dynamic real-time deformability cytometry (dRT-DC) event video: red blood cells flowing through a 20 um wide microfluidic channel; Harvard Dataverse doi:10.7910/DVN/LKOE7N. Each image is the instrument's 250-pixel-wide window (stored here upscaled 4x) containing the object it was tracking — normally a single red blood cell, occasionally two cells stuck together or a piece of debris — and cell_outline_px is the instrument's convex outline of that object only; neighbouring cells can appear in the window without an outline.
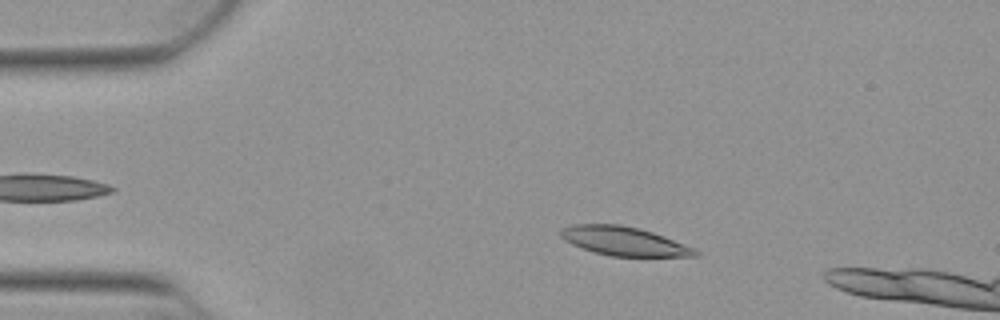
{"species": "Egyptian fruit bat (a non-hibernating species)", "species_latin": "Rousettus aegyptiacus", "temperature_condition": "warm", "stored_images_in_passage": 41, "camera_frame_rate_fps": 3000, "um_per_image_px": 0.085, "animal": {"sex": "female"}, "frame": {"image": 1, "passage_image": 5, "time_ms": 1.333, "image_size_px": [1000, 320], "cell_outline_px": [[700, 256], [612, 256], [596, 252], [572, 244], [564, 240], [560, 236], [560, 228], [572, 224], [620, 224], [640, 228], [664, 236], [696, 248], [700, 252]], "centroid_in_image_um": [53.06, 20.48], "position_along_channel_um": 31.9, "area_um2": 22.66}}
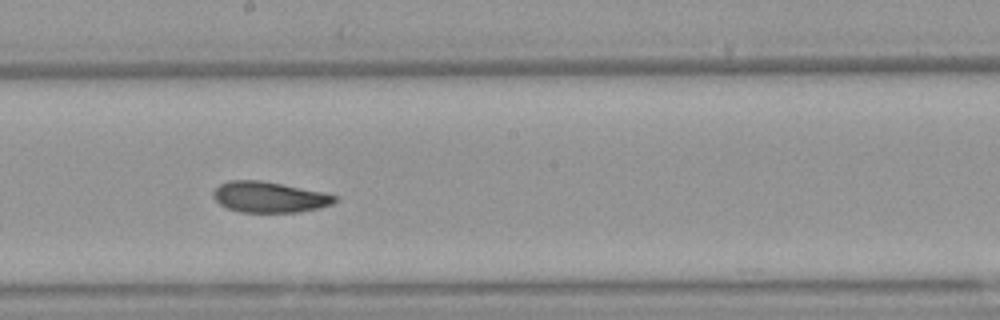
{"frame": {"image": 2, "passage_image": 24, "time_ms": 7.667, "image_size_px": [1000, 320], "cell_outline_px": [[336, 200], [332, 204], [320, 208], [300, 212], [240, 212], [228, 208], [220, 204], [212, 196], [212, 192], [220, 184], [228, 180], [260, 180], [320, 192], [336, 196]], "centroid_in_image_um": [22.84, 16.76], "position_along_channel_um": 225.4, "area_um2": 21.56}}
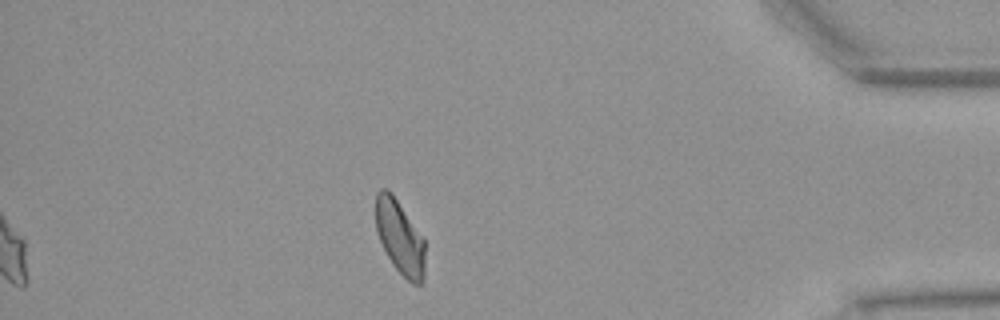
{"frame": {"image": 3, "passage_image": 41, "time_ms": 13.333, "image_size_px": [1000, 320], "cell_outline_px": [[424, 280], [420, 284], [412, 284], [392, 264], [380, 240], [376, 228], [376, 192], [380, 188], [388, 188], [392, 192], [424, 240]], "centroid_in_image_um": [33.98, 20.15], "position_along_channel_um": 401.2, "area_um2": 20.98}, "authors_computed_cell_mechanics": {"area_um2": 22.4842, "velocity_mm_per_s": 3.8433, "shape_relaxation_time_tau1_ms": 7.8978, "shape_relaxation_time_tau2_ms": 3.779, "deformation_change_tau1": 0.1925, "deformation_change_tau2": 0.0978}}